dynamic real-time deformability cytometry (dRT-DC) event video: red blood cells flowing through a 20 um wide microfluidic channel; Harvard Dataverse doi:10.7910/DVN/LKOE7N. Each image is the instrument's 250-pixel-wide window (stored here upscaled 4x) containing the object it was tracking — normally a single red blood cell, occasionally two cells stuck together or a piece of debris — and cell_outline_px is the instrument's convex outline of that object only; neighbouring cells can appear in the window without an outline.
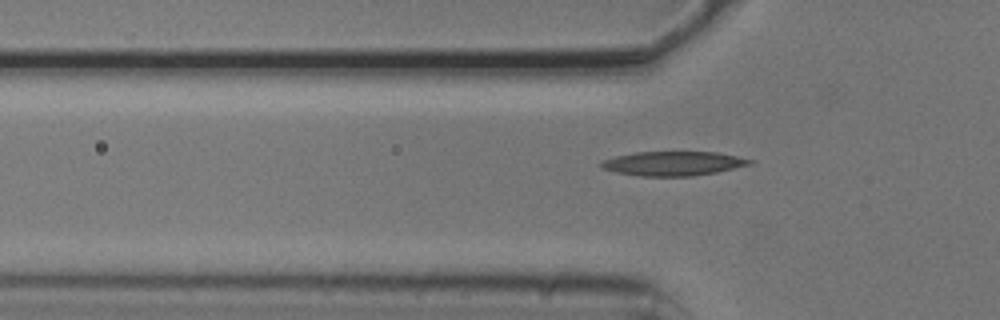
{"species": "common noctule bat (a hibernating species)", "species_latin": "Nyctalus noctula", "temperature_condition": "cold", "stored_images_in_passage": 5, "camera_frame_rate_fps": 3000, "um_per_image_px": 0.085, "animal": {"sex": "male", "body_mass_g": 20.5, "forearm_length_mm": 52.5}, "frame": {"image": 1, "passage_image": 5, "time_ms": 1.333, "image_size_px": [1000, 320], "cell_outline_px": [[756, 160], [752, 164], [716, 172], [692, 176], [640, 176], [616, 172], [600, 168], [600, 160], [616, 156], [636, 152], [716, 152]], "centroid_in_image_um": [57.2, 13.89], "position_along_channel_um": 68.6, "area_um2": 21.04}}